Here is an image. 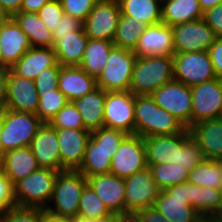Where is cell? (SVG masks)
Instances as JSON below:
<instances>
[{
    "mask_svg": "<svg viewBox=\"0 0 222 222\" xmlns=\"http://www.w3.org/2000/svg\"><path fill=\"white\" fill-rule=\"evenodd\" d=\"M128 136L123 131L106 127L91 132L82 165L78 169L86 178L109 174L111 160L122 141Z\"/></svg>",
    "mask_w": 222,
    "mask_h": 222,
    "instance_id": "1",
    "label": "cell"
},
{
    "mask_svg": "<svg viewBox=\"0 0 222 222\" xmlns=\"http://www.w3.org/2000/svg\"><path fill=\"white\" fill-rule=\"evenodd\" d=\"M135 135L143 138L182 133L186 127L167 110L160 108L151 95L135 96Z\"/></svg>",
    "mask_w": 222,
    "mask_h": 222,
    "instance_id": "2",
    "label": "cell"
},
{
    "mask_svg": "<svg viewBox=\"0 0 222 222\" xmlns=\"http://www.w3.org/2000/svg\"><path fill=\"white\" fill-rule=\"evenodd\" d=\"M173 79V56L137 57L129 91L135 96L151 95L154 90Z\"/></svg>",
    "mask_w": 222,
    "mask_h": 222,
    "instance_id": "3",
    "label": "cell"
},
{
    "mask_svg": "<svg viewBox=\"0 0 222 222\" xmlns=\"http://www.w3.org/2000/svg\"><path fill=\"white\" fill-rule=\"evenodd\" d=\"M87 185V178L78 170H64L57 173L53 194L45 211L67 219L78 217L81 193Z\"/></svg>",
    "mask_w": 222,
    "mask_h": 222,
    "instance_id": "4",
    "label": "cell"
},
{
    "mask_svg": "<svg viewBox=\"0 0 222 222\" xmlns=\"http://www.w3.org/2000/svg\"><path fill=\"white\" fill-rule=\"evenodd\" d=\"M57 171L39 168L14 184L15 203L18 207L46 209L49 205Z\"/></svg>",
    "mask_w": 222,
    "mask_h": 222,
    "instance_id": "5",
    "label": "cell"
},
{
    "mask_svg": "<svg viewBox=\"0 0 222 222\" xmlns=\"http://www.w3.org/2000/svg\"><path fill=\"white\" fill-rule=\"evenodd\" d=\"M153 207L169 222H199L202 217L191 206V183H181L160 191Z\"/></svg>",
    "mask_w": 222,
    "mask_h": 222,
    "instance_id": "6",
    "label": "cell"
},
{
    "mask_svg": "<svg viewBox=\"0 0 222 222\" xmlns=\"http://www.w3.org/2000/svg\"><path fill=\"white\" fill-rule=\"evenodd\" d=\"M42 125L43 122L36 114L4 108V123L0 134L4 151L30 146Z\"/></svg>",
    "mask_w": 222,
    "mask_h": 222,
    "instance_id": "7",
    "label": "cell"
},
{
    "mask_svg": "<svg viewBox=\"0 0 222 222\" xmlns=\"http://www.w3.org/2000/svg\"><path fill=\"white\" fill-rule=\"evenodd\" d=\"M136 60L133 51L114 47L109 53L101 75L96 80L97 87L106 92L129 90Z\"/></svg>",
    "mask_w": 222,
    "mask_h": 222,
    "instance_id": "8",
    "label": "cell"
},
{
    "mask_svg": "<svg viewBox=\"0 0 222 222\" xmlns=\"http://www.w3.org/2000/svg\"><path fill=\"white\" fill-rule=\"evenodd\" d=\"M155 103L178 119L187 129L192 125L191 87L172 80L151 94Z\"/></svg>",
    "mask_w": 222,
    "mask_h": 222,
    "instance_id": "9",
    "label": "cell"
},
{
    "mask_svg": "<svg viewBox=\"0 0 222 222\" xmlns=\"http://www.w3.org/2000/svg\"><path fill=\"white\" fill-rule=\"evenodd\" d=\"M173 65L174 80L189 87L217 78L208 51L175 53Z\"/></svg>",
    "mask_w": 222,
    "mask_h": 222,
    "instance_id": "10",
    "label": "cell"
},
{
    "mask_svg": "<svg viewBox=\"0 0 222 222\" xmlns=\"http://www.w3.org/2000/svg\"><path fill=\"white\" fill-rule=\"evenodd\" d=\"M124 181L125 216H133L140 210L153 207L161 190L148 167L124 178Z\"/></svg>",
    "mask_w": 222,
    "mask_h": 222,
    "instance_id": "11",
    "label": "cell"
},
{
    "mask_svg": "<svg viewBox=\"0 0 222 222\" xmlns=\"http://www.w3.org/2000/svg\"><path fill=\"white\" fill-rule=\"evenodd\" d=\"M135 95L129 90L106 92L104 127L135 135Z\"/></svg>",
    "mask_w": 222,
    "mask_h": 222,
    "instance_id": "12",
    "label": "cell"
},
{
    "mask_svg": "<svg viewBox=\"0 0 222 222\" xmlns=\"http://www.w3.org/2000/svg\"><path fill=\"white\" fill-rule=\"evenodd\" d=\"M121 10L115 0H98L83 22L86 36L92 40L112 41L116 33Z\"/></svg>",
    "mask_w": 222,
    "mask_h": 222,
    "instance_id": "13",
    "label": "cell"
},
{
    "mask_svg": "<svg viewBox=\"0 0 222 222\" xmlns=\"http://www.w3.org/2000/svg\"><path fill=\"white\" fill-rule=\"evenodd\" d=\"M148 167L143 137L128 135L111 160L110 174L126 178Z\"/></svg>",
    "mask_w": 222,
    "mask_h": 222,
    "instance_id": "14",
    "label": "cell"
},
{
    "mask_svg": "<svg viewBox=\"0 0 222 222\" xmlns=\"http://www.w3.org/2000/svg\"><path fill=\"white\" fill-rule=\"evenodd\" d=\"M192 125L216 119L222 111V79L203 82L191 87Z\"/></svg>",
    "mask_w": 222,
    "mask_h": 222,
    "instance_id": "15",
    "label": "cell"
},
{
    "mask_svg": "<svg viewBox=\"0 0 222 222\" xmlns=\"http://www.w3.org/2000/svg\"><path fill=\"white\" fill-rule=\"evenodd\" d=\"M175 53L208 51L217 36L203 19L172 27Z\"/></svg>",
    "mask_w": 222,
    "mask_h": 222,
    "instance_id": "16",
    "label": "cell"
},
{
    "mask_svg": "<svg viewBox=\"0 0 222 222\" xmlns=\"http://www.w3.org/2000/svg\"><path fill=\"white\" fill-rule=\"evenodd\" d=\"M39 96L33 80L15 75L9 69L3 108L36 114Z\"/></svg>",
    "mask_w": 222,
    "mask_h": 222,
    "instance_id": "17",
    "label": "cell"
},
{
    "mask_svg": "<svg viewBox=\"0 0 222 222\" xmlns=\"http://www.w3.org/2000/svg\"><path fill=\"white\" fill-rule=\"evenodd\" d=\"M133 52L138 58L155 55L174 56L172 27L163 22L147 26L140 35L138 44Z\"/></svg>",
    "mask_w": 222,
    "mask_h": 222,
    "instance_id": "18",
    "label": "cell"
},
{
    "mask_svg": "<svg viewBox=\"0 0 222 222\" xmlns=\"http://www.w3.org/2000/svg\"><path fill=\"white\" fill-rule=\"evenodd\" d=\"M60 162L65 170H78L84 160L91 132L86 129H56Z\"/></svg>",
    "mask_w": 222,
    "mask_h": 222,
    "instance_id": "19",
    "label": "cell"
},
{
    "mask_svg": "<svg viewBox=\"0 0 222 222\" xmlns=\"http://www.w3.org/2000/svg\"><path fill=\"white\" fill-rule=\"evenodd\" d=\"M31 48L26 33L12 17H6L0 23V58L10 68Z\"/></svg>",
    "mask_w": 222,
    "mask_h": 222,
    "instance_id": "20",
    "label": "cell"
},
{
    "mask_svg": "<svg viewBox=\"0 0 222 222\" xmlns=\"http://www.w3.org/2000/svg\"><path fill=\"white\" fill-rule=\"evenodd\" d=\"M37 159L40 168H47L57 172L64 171L60 162V149L57 132L48 123L38 129L29 146Z\"/></svg>",
    "mask_w": 222,
    "mask_h": 222,
    "instance_id": "21",
    "label": "cell"
},
{
    "mask_svg": "<svg viewBox=\"0 0 222 222\" xmlns=\"http://www.w3.org/2000/svg\"><path fill=\"white\" fill-rule=\"evenodd\" d=\"M87 184L112 214L125 215V181L113 174L94 175L87 178Z\"/></svg>",
    "mask_w": 222,
    "mask_h": 222,
    "instance_id": "22",
    "label": "cell"
},
{
    "mask_svg": "<svg viewBox=\"0 0 222 222\" xmlns=\"http://www.w3.org/2000/svg\"><path fill=\"white\" fill-rule=\"evenodd\" d=\"M188 130L205 159L222 161V120L220 118L201 121L191 125Z\"/></svg>",
    "mask_w": 222,
    "mask_h": 222,
    "instance_id": "23",
    "label": "cell"
},
{
    "mask_svg": "<svg viewBox=\"0 0 222 222\" xmlns=\"http://www.w3.org/2000/svg\"><path fill=\"white\" fill-rule=\"evenodd\" d=\"M57 64L53 48L31 47L9 69L15 75L34 81L44 69L55 67Z\"/></svg>",
    "mask_w": 222,
    "mask_h": 222,
    "instance_id": "24",
    "label": "cell"
},
{
    "mask_svg": "<svg viewBox=\"0 0 222 222\" xmlns=\"http://www.w3.org/2000/svg\"><path fill=\"white\" fill-rule=\"evenodd\" d=\"M53 50L61 66H79L89 38L82 28L66 35L53 34Z\"/></svg>",
    "mask_w": 222,
    "mask_h": 222,
    "instance_id": "25",
    "label": "cell"
},
{
    "mask_svg": "<svg viewBox=\"0 0 222 222\" xmlns=\"http://www.w3.org/2000/svg\"><path fill=\"white\" fill-rule=\"evenodd\" d=\"M96 88V79L89 76L79 66H61L58 89L68 101L80 99Z\"/></svg>",
    "mask_w": 222,
    "mask_h": 222,
    "instance_id": "26",
    "label": "cell"
},
{
    "mask_svg": "<svg viewBox=\"0 0 222 222\" xmlns=\"http://www.w3.org/2000/svg\"><path fill=\"white\" fill-rule=\"evenodd\" d=\"M39 168L37 159L29 146L5 152L0 164V170L13 184Z\"/></svg>",
    "mask_w": 222,
    "mask_h": 222,
    "instance_id": "27",
    "label": "cell"
},
{
    "mask_svg": "<svg viewBox=\"0 0 222 222\" xmlns=\"http://www.w3.org/2000/svg\"><path fill=\"white\" fill-rule=\"evenodd\" d=\"M105 98L106 91L97 87L82 98L72 101L82 117L86 130L92 132L104 127Z\"/></svg>",
    "mask_w": 222,
    "mask_h": 222,
    "instance_id": "28",
    "label": "cell"
},
{
    "mask_svg": "<svg viewBox=\"0 0 222 222\" xmlns=\"http://www.w3.org/2000/svg\"><path fill=\"white\" fill-rule=\"evenodd\" d=\"M203 19L199 0H163L162 22L170 27Z\"/></svg>",
    "mask_w": 222,
    "mask_h": 222,
    "instance_id": "29",
    "label": "cell"
},
{
    "mask_svg": "<svg viewBox=\"0 0 222 222\" xmlns=\"http://www.w3.org/2000/svg\"><path fill=\"white\" fill-rule=\"evenodd\" d=\"M12 18L26 33L31 47L53 48V33L46 28L37 13L20 11L19 13L14 14Z\"/></svg>",
    "mask_w": 222,
    "mask_h": 222,
    "instance_id": "30",
    "label": "cell"
},
{
    "mask_svg": "<svg viewBox=\"0 0 222 222\" xmlns=\"http://www.w3.org/2000/svg\"><path fill=\"white\" fill-rule=\"evenodd\" d=\"M115 47L110 40L89 39L79 67L96 80L101 75L110 51Z\"/></svg>",
    "mask_w": 222,
    "mask_h": 222,
    "instance_id": "31",
    "label": "cell"
},
{
    "mask_svg": "<svg viewBox=\"0 0 222 222\" xmlns=\"http://www.w3.org/2000/svg\"><path fill=\"white\" fill-rule=\"evenodd\" d=\"M143 139L147 164H164L176 161L177 134L155 135Z\"/></svg>",
    "mask_w": 222,
    "mask_h": 222,
    "instance_id": "32",
    "label": "cell"
},
{
    "mask_svg": "<svg viewBox=\"0 0 222 222\" xmlns=\"http://www.w3.org/2000/svg\"><path fill=\"white\" fill-rule=\"evenodd\" d=\"M121 15H127L145 22L148 26L162 22V1L119 0Z\"/></svg>",
    "mask_w": 222,
    "mask_h": 222,
    "instance_id": "33",
    "label": "cell"
},
{
    "mask_svg": "<svg viewBox=\"0 0 222 222\" xmlns=\"http://www.w3.org/2000/svg\"><path fill=\"white\" fill-rule=\"evenodd\" d=\"M147 24L127 15H121L113 38L115 47L134 51L140 35L147 28Z\"/></svg>",
    "mask_w": 222,
    "mask_h": 222,
    "instance_id": "34",
    "label": "cell"
},
{
    "mask_svg": "<svg viewBox=\"0 0 222 222\" xmlns=\"http://www.w3.org/2000/svg\"><path fill=\"white\" fill-rule=\"evenodd\" d=\"M191 206L202 218L211 219L221 209L219 189L191 184Z\"/></svg>",
    "mask_w": 222,
    "mask_h": 222,
    "instance_id": "35",
    "label": "cell"
},
{
    "mask_svg": "<svg viewBox=\"0 0 222 222\" xmlns=\"http://www.w3.org/2000/svg\"><path fill=\"white\" fill-rule=\"evenodd\" d=\"M203 153L196 142L191 138L186 128L182 133L177 134V156L176 161L168 162L183 167L190 172L204 160Z\"/></svg>",
    "mask_w": 222,
    "mask_h": 222,
    "instance_id": "36",
    "label": "cell"
},
{
    "mask_svg": "<svg viewBox=\"0 0 222 222\" xmlns=\"http://www.w3.org/2000/svg\"><path fill=\"white\" fill-rule=\"evenodd\" d=\"M187 182L200 187L220 189L222 185V161L204 159L189 172Z\"/></svg>",
    "mask_w": 222,
    "mask_h": 222,
    "instance_id": "37",
    "label": "cell"
},
{
    "mask_svg": "<svg viewBox=\"0 0 222 222\" xmlns=\"http://www.w3.org/2000/svg\"><path fill=\"white\" fill-rule=\"evenodd\" d=\"M112 213L100 200L95 191L87 184L82 193L78 208V218L98 221L110 216Z\"/></svg>",
    "mask_w": 222,
    "mask_h": 222,
    "instance_id": "38",
    "label": "cell"
},
{
    "mask_svg": "<svg viewBox=\"0 0 222 222\" xmlns=\"http://www.w3.org/2000/svg\"><path fill=\"white\" fill-rule=\"evenodd\" d=\"M147 165L161 191L174 185L186 183L188 180L189 172L181 166L169 163Z\"/></svg>",
    "mask_w": 222,
    "mask_h": 222,
    "instance_id": "39",
    "label": "cell"
},
{
    "mask_svg": "<svg viewBox=\"0 0 222 222\" xmlns=\"http://www.w3.org/2000/svg\"><path fill=\"white\" fill-rule=\"evenodd\" d=\"M37 93L39 100L36 115L43 123H49L57 112L67 104L68 100L58 88L54 91Z\"/></svg>",
    "mask_w": 222,
    "mask_h": 222,
    "instance_id": "40",
    "label": "cell"
},
{
    "mask_svg": "<svg viewBox=\"0 0 222 222\" xmlns=\"http://www.w3.org/2000/svg\"><path fill=\"white\" fill-rule=\"evenodd\" d=\"M48 124L55 129H85L82 117L72 101H68Z\"/></svg>",
    "mask_w": 222,
    "mask_h": 222,
    "instance_id": "41",
    "label": "cell"
},
{
    "mask_svg": "<svg viewBox=\"0 0 222 222\" xmlns=\"http://www.w3.org/2000/svg\"><path fill=\"white\" fill-rule=\"evenodd\" d=\"M45 209L14 206L0 214V222H41Z\"/></svg>",
    "mask_w": 222,
    "mask_h": 222,
    "instance_id": "42",
    "label": "cell"
},
{
    "mask_svg": "<svg viewBox=\"0 0 222 222\" xmlns=\"http://www.w3.org/2000/svg\"><path fill=\"white\" fill-rule=\"evenodd\" d=\"M37 14L42 19L46 28L53 32L63 17V8L60 0H50Z\"/></svg>",
    "mask_w": 222,
    "mask_h": 222,
    "instance_id": "43",
    "label": "cell"
},
{
    "mask_svg": "<svg viewBox=\"0 0 222 222\" xmlns=\"http://www.w3.org/2000/svg\"><path fill=\"white\" fill-rule=\"evenodd\" d=\"M64 14L85 21L98 0H60Z\"/></svg>",
    "mask_w": 222,
    "mask_h": 222,
    "instance_id": "44",
    "label": "cell"
},
{
    "mask_svg": "<svg viewBox=\"0 0 222 222\" xmlns=\"http://www.w3.org/2000/svg\"><path fill=\"white\" fill-rule=\"evenodd\" d=\"M61 65L44 69L34 80L37 92L54 91L58 88Z\"/></svg>",
    "mask_w": 222,
    "mask_h": 222,
    "instance_id": "45",
    "label": "cell"
},
{
    "mask_svg": "<svg viewBox=\"0 0 222 222\" xmlns=\"http://www.w3.org/2000/svg\"><path fill=\"white\" fill-rule=\"evenodd\" d=\"M14 206H16L14 184L0 170V214Z\"/></svg>",
    "mask_w": 222,
    "mask_h": 222,
    "instance_id": "46",
    "label": "cell"
},
{
    "mask_svg": "<svg viewBox=\"0 0 222 222\" xmlns=\"http://www.w3.org/2000/svg\"><path fill=\"white\" fill-rule=\"evenodd\" d=\"M203 20L214 31L217 37L222 38V4L203 12Z\"/></svg>",
    "mask_w": 222,
    "mask_h": 222,
    "instance_id": "47",
    "label": "cell"
},
{
    "mask_svg": "<svg viewBox=\"0 0 222 222\" xmlns=\"http://www.w3.org/2000/svg\"><path fill=\"white\" fill-rule=\"evenodd\" d=\"M83 28V21L78 18L63 14L62 19L53 30V34L66 35L71 32H78Z\"/></svg>",
    "mask_w": 222,
    "mask_h": 222,
    "instance_id": "48",
    "label": "cell"
},
{
    "mask_svg": "<svg viewBox=\"0 0 222 222\" xmlns=\"http://www.w3.org/2000/svg\"><path fill=\"white\" fill-rule=\"evenodd\" d=\"M216 77L222 79V38L217 37L208 50Z\"/></svg>",
    "mask_w": 222,
    "mask_h": 222,
    "instance_id": "49",
    "label": "cell"
},
{
    "mask_svg": "<svg viewBox=\"0 0 222 222\" xmlns=\"http://www.w3.org/2000/svg\"><path fill=\"white\" fill-rule=\"evenodd\" d=\"M133 216L138 220V222H169L154 207L140 210Z\"/></svg>",
    "mask_w": 222,
    "mask_h": 222,
    "instance_id": "50",
    "label": "cell"
},
{
    "mask_svg": "<svg viewBox=\"0 0 222 222\" xmlns=\"http://www.w3.org/2000/svg\"><path fill=\"white\" fill-rule=\"evenodd\" d=\"M22 0H0V10L6 17L20 12Z\"/></svg>",
    "mask_w": 222,
    "mask_h": 222,
    "instance_id": "51",
    "label": "cell"
},
{
    "mask_svg": "<svg viewBox=\"0 0 222 222\" xmlns=\"http://www.w3.org/2000/svg\"><path fill=\"white\" fill-rule=\"evenodd\" d=\"M50 0H22L20 11L37 13Z\"/></svg>",
    "mask_w": 222,
    "mask_h": 222,
    "instance_id": "52",
    "label": "cell"
},
{
    "mask_svg": "<svg viewBox=\"0 0 222 222\" xmlns=\"http://www.w3.org/2000/svg\"><path fill=\"white\" fill-rule=\"evenodd\" d=\"M9 77V68H3L0 70V107H3L6 93L7 82Z\"/></svg>",
    "mask_w": 222,
    "mask_h": 222,
    "instance_id": "53",
    "label": "cell"
},
{
    "mask_svg": "<svg viewBox=\"0 0 222 222\" xmlns=\"http://www.w3.org/2000/svg\"><path fill=\"white\" fill-rule=\"evenodd\" d=\"M41 222H69V219L52 215L44 210L41 213Z\"/></svg>",
    "mask_w": 222,
    "mask_h": 222,
    "instance_id": "54",
    "label": "cell"
},
{
    "mask_svg": "<svg viewBox=\"0 0 222 222\" xmlns=\"http://www.w3.org/2000/svg\"><path fill=\"white\" fill-rule=\"evenodd\" d=\"M199 4L201 10L205 12L216 5L222 4V0H199Z\"/></svg>",
    "mask_w": 222,
    "mask_h": 222,
    "instance_id": "55",
    "label": "cell"
},
{
    "mask_svg": "<svg viewBox=\"0 0 222 222\" xmlns=\"http://www.w3.org/2000/svg\"><path fill=\"white\" fill-rule=\"evenodd\" d=\"M126 216L122 214H111L106 218H102L95 222H124Z\"/></svg>",
    "mask_w": 222,
    "mask_h": 222,
    "instance_id": "56",
    "label": "cell"
},
{
    "mask_svg": "<svg viewBox=\"0 0 222 222\" xmlns=\"http://www.w3.org/2000/svg\"><path fill=\"white\" fill-rule=\"evenodd\" d=\"M3 123H4V108L0 107V134H1ZM4 155H5V151L2 147L1 140H0V164Z\"/></svg>",
    "mask_w": 222,
    "mask_h": 222,
    "instance_id": "57",
    "label": "cell"
},
{
    "mask_svg": "<svg viewBox=\"0 0 222 222\" xmlns=\"http://www.w3.org/2000/svg\"><path fill=\"white\" fill-rule=\"evenodd\" d=\"M211 219L214 222H222V209H220Z\"/></svg>",
    "mask_w": 222,
    "mask_h": 222,
    "instance_id": "58",
    "label": "cell"
},
{
    "mask_svg": "<svg viewBox=\"0 0 222 222\" xmlns=\"http://www.w3.org/2000/svg\"><path fill=\"white\" fill-rule=\"evenodd\" d=\"M69 222H95V221H90V220H84V219H81V218H71L69 219Z\"/></svg>",
    "mask_w": 222,
    "mask_h": 222,
    "instance_id": "59",
    "label": "cell"
},
{
    "mask_svg": "<svg viewBox=\"0 0 222 222\" xmlns=\"http://www.w3.org/2000/svg\"><path fill=\"white\" fill-rule=\"evenodd\" d=\"M124 222H138L134 216H126Z\"/></svg>",
    "mask_w": 222,
    "mask_h": 222,
    "instance_id": "60",
    "label": "cell"
},
{
    "mask_svg": "<svg viewBox=\"0 0 222 222\" xmlns=\"http://www.w3.org/2000/svg\"><path fill=\"white\" fill-rule=\"evenodd\" d=\"M6 18V16L0 10V23Z\"/></svg>",
    "mask_w": 222,
    "mask_h": 222,
    "instance_id": "61",
    "label": "cell"
},
{
    "mask_svg": "<svg viewBox=\"0 0 222 222\" xmlns=\"http://www.w3.org/2000/svg\"><path fill=\"white\" fill-rule=\"evenodd\" d=\"M199 222H212V219L202 218Z\"/></svg>",
    "mask_w": 222,
    "mask_h": 222,
    "instance_id": "62",
    "label": "cell"
},
{
    "mask_svg": "<svg viewBox=\"0 0 222 222\" xmlns=\"http://www.w3.org/2000/svg\"><path fill=\"white\" fill-rule=\"evenodd\" d=\"M3 68H7V67L2 63V60L0 58V70L3 69Z\"/></svg>",
    "mask_w": 222,
    "mask_h": 222,
    "instance_id": "63",
    "label": "cell"
},
{
    "mask_svg": "<svg viewBox=\"0 0 222 222\" xmlns=\"http://www.w3.org/2000/svg\"><path fill=\"white\" fill-rule=\"evenodd\" d=\"M220 191V195H221V209H222V185H221V188L219 189Z\"/></svg>",
    "mask_w": 222,
    "mask_h": 222,
    "instance_id": "64",
    "label": "cell"
}]
</instances>
